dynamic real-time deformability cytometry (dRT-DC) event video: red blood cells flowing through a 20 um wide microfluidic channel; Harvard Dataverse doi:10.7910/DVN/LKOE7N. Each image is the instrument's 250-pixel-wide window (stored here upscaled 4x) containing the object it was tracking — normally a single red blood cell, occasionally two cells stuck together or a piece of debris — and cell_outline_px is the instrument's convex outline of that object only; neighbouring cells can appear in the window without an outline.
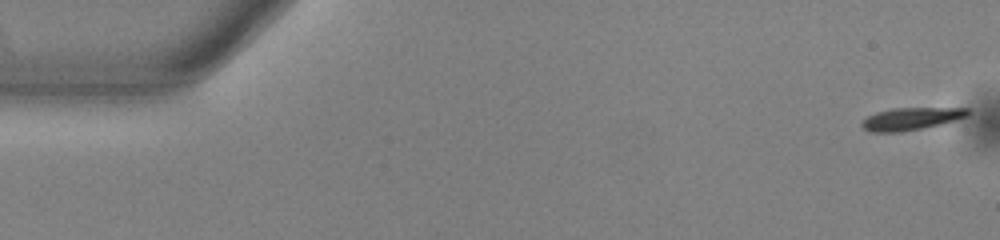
{"species": "common noctule bat (a hibernating species)", "species_latin": "Nyctalus noctula", "temperature_condition": "warm", "stored_images_in_passage": 53, "camera_frame_rate_fps": 3000, "um_per_image_px": 0.085, "animal": {"sex": "male", "body_mass_g": 13.0, "forearm_length_mm": 53.1}, "frame": {"image": 1, "passage_image": 1, "time_ms": 0.0, "image_size_px": [1000, 240], "cell_outline_px": [[968, 116], [940, 124], [900, 132], [868, 132], [860, 124], [868, 116], [876, 112], [892, 108], [968, 108]], "centroid_in_image_um": [77.4, 10.09], "position_along_channel_um": 7.6, "area_um2": 13.64}}
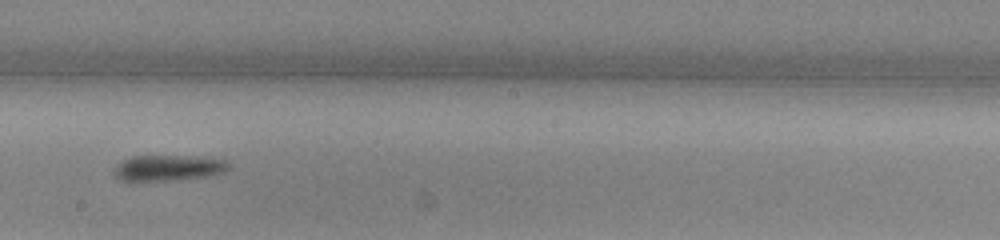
{"frame": {"image": 2, "passage_image": 30, "time_ms": 9.667, "image_size_px": [1000, 240], "cell_outline_px": [[228, 168], [224, 172], [208, 176], [168, 180], [124, 180], [116, 176], [112, 172], [116, 164], [120, 160], [132, 156], [188, 156], [224, 160], [228, 164]], "centroid_in_image_um": [14.24, 14.26], "position_along_channel_um": 234.0, "area_um2": 16.88}}
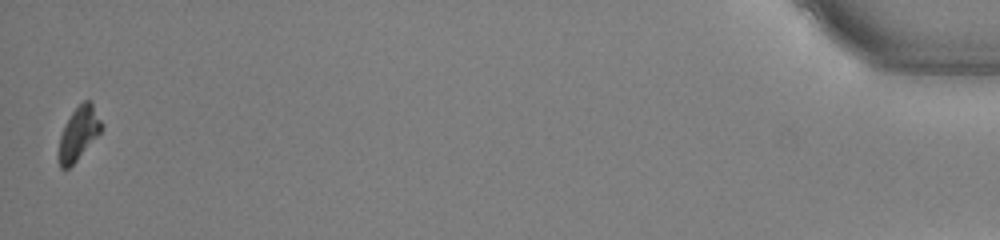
{"frame": {"image": 3, "passage_image": 53, "time_ms": 17.333, "image_size_px": [1000, 240], "cell_outline_px": [[104, 128], [76, 160], [68, 168], [60, 168], [56, 156], [60, 136], [64, 124], [72, 112], [84, 100], [88, 100], [92, 104]], "centroid_in_image_um": [6.63, 11.37], "position_along_channel_um": 428.6, "area_um2": 13.12}, "authors_computed_cell_mechanics": {"area_um2": 15.4904, "velocity_mm_per_s": 3.8316, "shape_relaxation_time_tau1_ms": 1.3041, "shape_relaxation_time_tau2_ms": null, "deformation_change_tau1": 0.0958, "deformation_change_tau2": null}}